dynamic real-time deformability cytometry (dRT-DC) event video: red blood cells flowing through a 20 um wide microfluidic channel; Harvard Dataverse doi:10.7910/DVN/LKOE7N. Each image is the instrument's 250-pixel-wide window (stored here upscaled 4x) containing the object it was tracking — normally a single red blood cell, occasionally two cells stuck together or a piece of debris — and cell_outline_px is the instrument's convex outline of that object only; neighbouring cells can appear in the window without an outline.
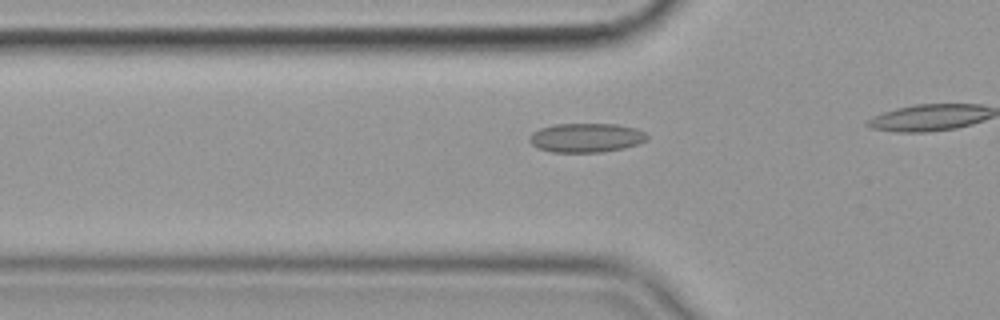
{"species": "common noctule bat (a hibernating species)", "species_latin": "Nyctalus noctula", "temperature_condition": "cold", "stored_images_in_passage": 21, "camera_frame_rate_fps": 3000, "um_per_image_px": 0.085, "animal": {"sex": "female", "body_mass_g": 19.9}, "frame": {"image": 1, "passage_image": 15, "time_ms": 4.667, "image_size_px": [1000, 320], "cell_outline_px": [[648, 140], [624, 148], [600, 152], [552, 152], [540, 148], [532, 144], [528, 140], [532, 132], [540, 128], [552, 124], [616, 124], [636, 128], [644, 132], [648, 136]], "centroid_in_image_um": [49.82, 11.7], "position_along_channel_um": 76.0, "area_um2": 19.94}}